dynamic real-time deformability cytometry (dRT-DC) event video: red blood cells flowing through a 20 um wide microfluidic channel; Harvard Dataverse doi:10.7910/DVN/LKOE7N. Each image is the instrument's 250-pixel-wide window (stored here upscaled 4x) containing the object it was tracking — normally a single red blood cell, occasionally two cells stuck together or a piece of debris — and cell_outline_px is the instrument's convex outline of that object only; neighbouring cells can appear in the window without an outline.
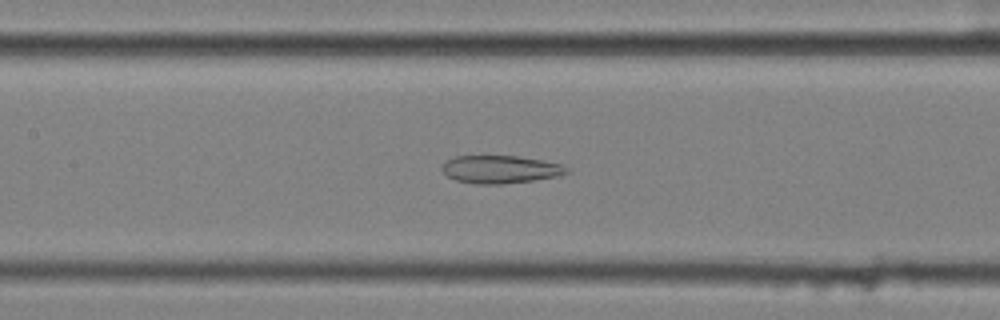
{"species": "common noctule bat (a hibernating species)", "species_latin": "Nyctalus noctula", "temperature_condition": "cold", "stored_images_in_passage": 57, "camera_frame_rate_fps": 3000, "um_per_image_px": 0.085, "animal": {"sex": "female", "body_mass_g": 25.1}, "frame": {"image": 1, "passage_image": 27, "time_ms": 8.667, "image_size_px": [1000, 320], "cell_outline_px": [[572, 172], [556, 176], [536, 180], [504, 184], [476, 184], [456, 180], [448, 176], [440, 168], [448, 160], [456, 156], [516, 156], [564, 164]], "centroid_in_image_um": [42.57, 14.4], "position_along_channel_um": 164.8, "area_um2": 20.23}}
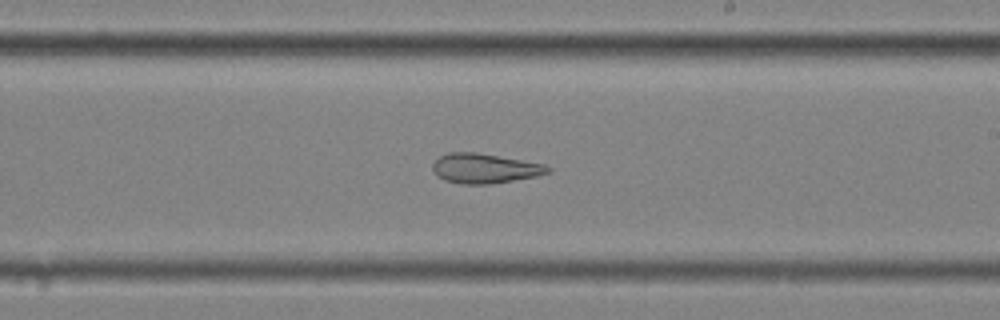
{"frame": {"image": 2, "passage_image": 34, "time_ms": 11.0, "image_size_px": [1000, 320], "cell_outline_px": [[552, 172], [536, 176], [492, 184], [460, 184], [444, 180], [436, 176], [432, 168], [432, 164], [440, 156], [448, 152], [476, 152], [544, 164], [552, 168]], "centroid_in_image_um": [41.19, 14.32], "position_along_channel_um": 247.8, "area_um2": 20.06}}
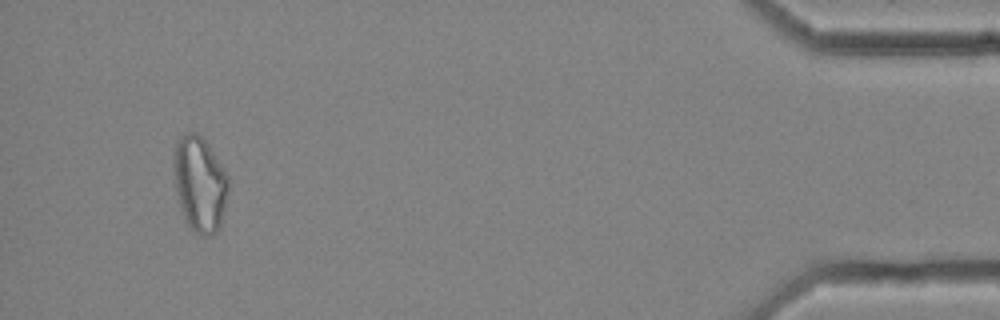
{"frame": {"image": 3, "passage_image": 54, "time_ms": 17.667, "image_size_px": [1000, 320], "cell_outline_px": [[232, 180], [220, 224], [216, 232], [208, 236], [204, 236], [196, 232], [188, 224], [180, 208], [176, 192], [176, 144], [180, 136], [188, 132], [196, 132], [208, 144]], "centroid_in_image_um": [17.05, 15.64], "position_along_channel_um": 418.2, "area_um2": 29.94}, "authors_computed_cell_mechanics": {"area_um2": 26.9926, "velocity_mm_per_s": 3.5612, "shape_relaxation_time_tau1_ms": null, "shape_relaxation_time_tau2_ms": 3.9414, "deformation_change_tau1": null, "deformation_change_tau2": 0.1289}}